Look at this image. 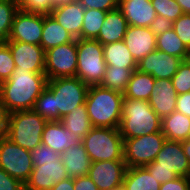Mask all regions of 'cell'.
Returning a JSON list of instances; mask_svg holds the SVG:
<instances>
[{"label": "cell", "instance_id": "cell-1", "mask_svg": "<svg viewBox=\"0 0 190 190\" xmlns=\"http://www.w3.org/2000/svg\"><path fill=\"white\" fill-rule=\"evenodd\" d=\"M47 81L45 73L15 69L8 80L0 83V101L9 113L32 110Z\"/></svg>", "mask_w": 190, "mask_h": 190}, {"label": "cell", "instance_id": "cell-2", "mask_svg": "<svg viewBox=\"0 0 190 190\" xmlns=\"http://www.w3.org/2000/svg\"><path fill=\"white\" fill-rule=\"evenodd\" d=\"M123 99L121 92L100 85L89 86L85 105L92 126L119 128Z\"/></svg>", "mask_w": 190, "mask_h": 190}, {"label": "cell", "instance_id": "cell-3", "mask_svg": "<svg viewBox=\"0 0 190 190\" xmlns=\"http://www.w3.org/2000/svg\"><path fill=\"white\" fill-rule=\"evenodd\" d=\"M162 119L149 101L124 98L119 131L123 139L136 138L161 131Z\"/></svg>", "mask_w": 190, "mask_h": 190}, {"label": "cell", "instance_id": "cell-4", "mask_svg": "<svg viewBox=\"0 0 190 190\" xmlns=\"http://www.w3.org/2000/svg\"><path fill=\"white\" fill-rule=\"evenodd\" d=\"M47 120L33 110L9 114L6 137L20 147L32 151L42 144V133Z\"/></svg>", "mask_w": 190, "mask_h": 190}, {"label": "cell", "instance_id": "cell-5", "mask_svg": "<svg viewBox=\"0 0 190 190\" xmlns=\"http://www.w3.org/2000/svg\"><path fill=\"white\" fill-rule=\"evenodd\" d=\"M91 162L124 160L119 128L93 127L82 139Z\"/></svg>", "mask_w": 190, "mask_h": 190}, {"label": "cell", "instance_id": "cell-6", "mask_svg": "<svg viewBox=\"0 0 190 190\" xmlns=\"http://www.w3.org/2000/svg\"><path fill=\"white\" fill-rule=\"evenodd\" d=\"M103 45L96 39H77L78 77L88 86L100 85L106 71Z\"/></svg>", "mask_w": 190, "mask_h": 190}, {"label": "cell", "instance_id": "cell-7", "mask_svg": "<svg viewBox=\"0 0 190 190\" xmlns=\"http://www.w3.org/2000/svg\"><path fill=\"white\" fill-rule=\"evenodd\" d=\"M47 87L55 97V110L59 121L75 107L85 104L89 86L78 77H60L47 81Z\"/></svg>", "mask_w": 190, "mask_h": 190}, {"label": "cell", "instance_id": "cell-8", "mask_svg": "<svg viewBox=\"0 0 190 190\" xmlns=\"http://www.w3.org/2000/svg\"><path fill=\"white\" fill-rule=\"evenodd\" d=\"M124 140L123 153L127 167H143L153 162L166 137L162 131Z\"/></svg>", "mask_w": 190, "mask_h": 190}, {"label": "cell", "instance_id": "cell-9", "mask_svg": "<svg viewBox=\"0 0 190 190\" xmlns=\"http://www.w3.org/2000/svg\"><path fill=\"white\" fill-rule=\"evenodd\" d=\"M0 168L25 184L34 168L30 151L6 136L0 137Z\"/></svg>", "mask_w": 190, "mask_h": 190}, {"label": "cell", "instance_id": "cell-10", "mask_svg": "<svg viewBox=\"0 0 190 190\" xmlns=\"http://www.w3.org/2000/svg\"><path fill=\"white\" fill-rule=\"evenodd\" d=\"M77 72V39L45 51V75L48 80L73 77Z\"/></svg>", "mask_w": 190, "mask_h": 190}, {"label": "cell", "instance_id": "cell-11", "mask_svg": "<svg viewBox=\"0 0 190 190\" xmlns=\"http://www.w3.org/2000/svg\"><path fill=\"white\" fill-rule=\"evenodd\" d=\"M68 178L66 167L60 159L37 161L24 184L25 190H51L61 180Z\"/></svg>", "mask_w": 190, "mask_h": 190}, {"label": "cell", "instance_id": "cell-12", "mask_svg": "<svg viewBox=\"0 0 190 190\" xmlns=\"http://www.w3.org/2000/svg\"><path fill=\"white\" fill-rule=\"evenodd\" d=\"M43 30V15L21 12L18 10L13 18L8 41H19L40 45Z\"/></svg>", "mask_w": 190, "mask_h": 190}, {"label": "cell", "instance_id": "cell-13", "mask_svg": "<svg viewBox=\"0 0 190 190\" xmlns=\"http://www.w3.org/2000/svg\"><path fill=\"white\" fill-rule=\"evenodd\" d=\"M16 70L45 73V50L41 45L19 41H7Z\"/></svg>", "mask_w": 190, "mask_h": 190}, {"label": "cell", "instance_id": "cell-14", "mask_svg": "<svg viewBox=\"0 0 190 190\" xmlns=\"http://www.w3.org/2000/svg\"><path fill=\"white\" fill-rule=\"evenodd\" d=\"M126 169L124 160L92 162L88 176L99 190H112L123 184Z\"/></svg>", "mask_w": 190, "mask_h": 190}, {"label": "cell", "instance_id": "cell-15", "mask_svg": "<svg viewBox=\"0 0 190 190\" xmlns=\"http://www.w3.org/2000/svg\"><path fill=\"white\" fill-rule=\"evenodd\" d=\"M182 61L180 57L156 49L137 62V70L155 79H171Z\"/></svg>", "mask_w": 190, "mask_h": 190}, {"label": "cell", "instance_id": "cell-16", "mask_svg": "<svg viewBox=\"0 0 190 190\" xmlns=\"http://www.w3.org/2000/svg\"><path fill=\"white\" fill-rule=\"evenodd\" d=\"M154 161L156 168L170 169L178 177H190V163L180 141L165 140Z\"/></svg>", "mask_w": 190, "mask_h": 190}, {"label": "cell", "instance_id": "cell-17", "mask_svg": "<svg viewBox=\"0 0 190 190\" xmlns=\"http://www.w3.org/2000/svg\"><path fill=\"white\" fill-rule=\"evenodd\" d=\"M123 41L136 62L156 50V36L149 27L128 25Z\"/></svg>", "mask_w": 190, "mask_h": 190}, {"label": "cell", "instance_id": "cell-18", "mask_svg": "<svg viewBox=\"0 0 190 190\" xmlns=\"http://www.w3.org/2000/svg\"><path fill=\"white\" fill-rule=\"evenodd\" d=\"M149 98V104L155 113L163 119L176 110L178 94L171 79H155Z\"/></svg>", "mask_w": 190, "mask_h": 190}, {"label": "cell", "instance_id": "cell-19", "mask_svg": "<svg viewBox=\"0 0 190 190\" xmlns=\"http://www.w3.org/2000/svg\"><path fill=\"white\" fill-rule=\"evenodd\" d=\"M85 8L78 0L56 5L51 15L70 32L75 39L81 36Z\"/></svg>", "mask_w": 190, "mask_h": 190}, {"label": "cell", "instance_id": "cell-20", "mask_svg": "<svg viewBox=\"0 0 190 190\" xmlns=\"http://www.w3.org/2000/svg\"><path fill=\"white\" fill-rule=\"evenodd\" d=\"M118 9L130 26L150 27L156 17L151 0H119Z\"/></svg>", "mask_w": 190, "mask_h": 190}, {"label": "cell", "instance_id": "cell-21", "mask_svg": "<svg viewBox=\"0 0 190 190\" xmlns=\"http://www.w3.org/2000/svg\"><path fill=\"white\" fill-rule=\"evenodd\" d=\"M41 138L42 144L49 146L59 154L74 144L82 142L79 136L72 134L60 121H47Z\"/></svg>", "mask_w": 190, "mask_h": 190}, {"label": "cell", "instance_id": "cell-22", "mask_svg": "<svg viewBox=\"0 0 190 190\" xmlns=\"http://www.w3.org/2000/svg\"><path fill=\"white\" fill-rule=\"evenodd\" d=\"M60 158L66 167L68 177L75 178L88 175L92 162L82 142H78L65 150L60 154Z\"/></svg>", "mask_w": 190, "mask_h": 190}, {"label": "cell", "instance_id": "cell-23", "mask_svg": "<svg viewBox=\"0 0 190 190\" xmlns=\"http://www.w3.org/2000/svg\"><path fill=\"white\" fill-rule=\"evenodd\" d=\"M127 27V21L118 8L108 11L96 40L102 45L123 41Z\"/></svg>", "mask_w": 190, "mask_h": 190}, {"label": "cell", "instance_id": "cell-24", "mask_svg": "<svg viewBox=\"0 0 190 190\" xmlns=\"http://www.w3.org/2000/svg\"><path fill=\"white\" fill-rule=\"evenodd\" d=\"M73 35L51 15H43V30L40 45L46 51L61 44L74 41Z\"/></svg>", "mask_w": 190, "mask_h": 190}, {"label": "cell", "instance_id": "cell-25", "mask_svg": "<svg viewBox=\"0 0 190 190\" xmlns=\"http://www.w3.org/2000/svg\"><path fill=\"white\" fill-rule=\"evenodd\" d=\"M161 131L170 141H185L190 137V117L175 110L161 121Z\"/></svg>", "mask_w": 190, "mask_h": 190}, {"label": "cell", "instance_id": "cell-26", "mask_svg": "<svg viewBox=\"0 0 190 190\" xmlns=\"http://www.w3.org/2000/svg\"><path fill=\"white\" fill-rule=\"evenodd\" d=\"M123 185L125 190H160L161 184L143 167H127Z\"/></svg>", "mask_w": 190, "mask_h": 190}, {"label": "cell", "instance_id": "cell-27", "mask_svg": "<svg viewBox=\"0 0 190 190\" xmlns=\"http://www.w3.org/2000/svg\"><path fill=\"white\" fill-rule=\"evenodd\" d=\"M154 84L155 78L152 75L135 70L123 93L124 98L149 101Z\"/></svg>", "mask_w": 190, "mask_h": 190}, {"label": "cell", "instance_id": "cell-28", "mask_svg": "<svg viewBox=\"0 0 190 190\" xmlns=\"http://www.w3.org/2000/svg\"><path fill=\"white\" fill-rule=\"evenodd\" d=\"M103 54L107 65H115L119 68H137V62L124 41L103 45Z\"/></svg>", "mask_w": 190, "mask_h": 190}, {"label": "cell", "instance_id": "cell-29", "mask_svg": "<svg viewBox=\"0 0 190 190\" xmlns=\"http://www.w3.org/2000/svg\"><path fill=\"white\" fill-rule=\"evenodd\" d=\"M60 122L65 128L69 129L72 134L79 136L81 140L93 128L85 104L75 107L64 115Z\"/></svg>", "mask_w": 190, "mask_h": 190}, {"label": "cell", "instance_id": "cell-30", "mask_svg": "<svg viewBox=\"0 0 190 190\" xmlns=\"http://www.w3.org/2000/svg\"><path fill=\"white\" fill-rule=\"evenodd\" d=\"M156 49L180 57L182 60L190 59V50L173 29L156 37Z\"/></svg>", "mask_w": 190, "mask_h": 190}, {"label": "cell", "instance_id": "cell-31", "mask_svg": "<svg viewBox=\"0 0 190 190\" xmlns=\"http://www.w3.org/2000/svg\"><path fill=\"white\" fill-rule=\"evenodd\" d=\"M135 70L137 68H119L115 65H107L100 86L124 93L131 75Z\"/></svg>", "mask_w": 190, "mask_h": 190}, {"label": "cell", "instance_id": "cell-32", "mask_svg": "<svg viewBox=\"0 0 190 190\" xmlns=\"http://www.w3.org/2000/svg\"><path fill=\"white\" fill-rule=\"evenodd\" d=\"M106 11L85 9L80 39H96L103 25Z\"/></svg>", "mask_w": 190, "mask_h": 190}, {"label": "cell", "instance_id": "cell-33", "mask_svg": "<svg viewBox=\"0 0 190 190\" xmlns=\"http://www.w3.org/2000/svg\"><path fill=\"white\" fill-rule=\"evenodd\" d=\"M17 11V0H0V43L8 41Z\"/></svg>", "mask_w": 190, "mask_h": 190}, {"label": "cell", "instance_id": "cell-34", "mask_svg": "<svg viewBox=\"0 0 190 190\" xmlns=\"http://www.w3.org/2000/svg\"><path fill=\"white\" fill-rule=\"evenodd\" d=\"M32 110L47 121H59V110H55L54 94L47 86L36 99Z\"/></svg>", "mask_w": 190, "mask_h": 190}, {"label": "cell", "instance_id": "cell-35", "mask_svg": "<svg viewBox=\"0 0 190 190\" xmlns=\"http://www.w3.org/2000/svg\"><path fill=\"white\" fill-rule=\"evenodd\" d=\"M171 81L178 95L190 92V59L183 60L179 64Z\"/></svg>", "mask_w": 190, "mask_h": 190}, {"label": "cell", "instance_id": "cell-36", "mask_svg": "<svg viewBox=\"0 0 190 190\" xmlns=\"http://www.w3.org/2000/svg\"><path fill=\"white\" fill-rule=\"evenodd\" d=\"M151 3L155 8L156 15L163 16L173 22L184 14L176 0H151Z\"/></svg>", "mask_w": 190, "mask_h": 190}, {"label": "cell", "instance_id": "cell-37", "mask_svg": "<svg viewBox=\"0 0 190 190\" xmlns=\"http://www.w3.org/2000/svg\"><path fill=\"white\" fill-rule=\"evenodd\" d=\"M21 12L49 15L55 5L52 0H17Z\"/></svg>", "mask_w": 190, "mask_h": 190}, {"label": "cell", "instance_id": "cell-38", "mask_svg": "<svg viewBox=\"0 0 190 190\" xmlns=\"http://www.w3.org/2000/svg\"><path fill=\"white\" fill-rule=\"evenodd\" d=\"M15 68L9 45L0 43V83L8 80Z\"/></svg>", "mask_w": 190, "mask_h": 190}, {"label": "cell", "instance_id": "cell-39", "mask_svg": "<svg viewBox=\"0 0 190 190\" xmlns=\"http://www.w3.org/2000/svg\"><path fill=\"white\" fill-rule=\"evenodd\" d=\"M173 30L190 50V14H182L173 22Z\"/></svg>", "mask_w": 190, "mask_h": 190}, {"label": "cell", "instance_id": "cell-40", "mask_svg": "<svg viewBox=\"0 0 190 190\" xmlns=\"http://www.w3.org/2000/svg\"><path fill=\"white\" fill-rule=\"evenodd\" d=\"M32 163L33 165L37 161H47V160H54V159H60V154L56 153L53 149H51L49 146H46L44 144H40L35 149L30 151Z\"/></svg>", "mask_w": 190, "mask_h": 190}, {"label": "cell", "instance_id": "cell-41", "mask_svg": "<svg viewBox=\"0 0 190 190\" xmlns=\"http://www.w3.org/2000/svg\"><path fill=\"white\" fill-rule=\"evenodd\" d=\"M149 173L154 176V178L160 183L163 184L165 182L174 180L178 177L177 174L172 172V170L164 169V168H156V162L153 161L144 166Z\"/></svg>", "mask_w": 190, "mask_h": 190}, {"label": "cell", "instance_id": "cell-42", "mask_svg": "<svg viewBox=\"0 0 190 190\" xmlns=\"http://www.w3.org/2000/svg\"><path fill=\"white\" fill-rule=\"evenodd\" d=\"M85 9L112 11L118 8L119 0H78Z\"/></svg>", "mask_w": 190, "mask_h": 190}, {"label": "cell", "instance_id": "cell-43", "mask_svg": "<svg viewBox=\"0 0 190 190\" xmlns=\"http://www.w3.org/2000/svg\"><path fill=\"white\" fill-rule=\"evenodd\" d=\"M0 190H25L24 184L0 168Z\"/></svg>", "mask_w": 190, "mask_h": 190}, {"label": "cell", "instance_id": "cell-44", "mask_svg": "<svg viewBox=\"0 0 190 190\" xmlns=\"http://www.w3.org/2000/svg\"><path fill=\"white\" fill-rule=\"evenodd\" d=\"M149 28L157 37L160 34L173 29V21L163 16L156 15Z\"/></svg>", "mask_w": 190, "mask_h": 190}, {"label": "cell", "instance_id": "cell-45", "mask_svg": "<svg viewBox=\"0 0 190 190\" xmlns=\"http://www.w3.org/2000/svg\"><path fill=\"white\" fill-rule=\"evenodd\" d=\"M190 177H177L174 180L161 184L160 190H189Z\"/></svg>", "mask_w": 190, "mask_h": 190}, {"label": "cell", "instance_id": "cell-46", "mask_svg": "<svg viewBox=\"0 0 190 190\" xmlns=\"http://www.w3.org/2000/svg\"><path fill=\"white\" fill-rule=\"evenodd\" d=\"M74 190H99L96 184L87 176L74 178Z\"/></svg>", "mask_w": 190, "mask_h": 190}, {"label": "cell", "instance_id": "cell-47", "mask_svg": "<svg viewBox=\"0 0 190 190\" xmlns=\"http://www.w3.org/2000/svg\"><path fill=\"white\" fill-rule=\"evenodd\" d=\"M176 110L190 117V92L178 95Z\"/></svg>", "mask_w": 190, "mask_h": 190}, {"label": "cell", "instance_id": "cell-48", "mask_svg": "<svg viewBox=\"0 0 190 190\" xmlns=\"http://www.w3.org/2000/svg\"><path fill=\"white\" fill-rule=\"evenodd\" d=\"M9 114L4 104L0 101V137L6 135Z\"/></svg>", "mask_w": 190, "mask_h": 190}, {"label": "cell", "instance_id": "cell-49", "mask_svg": "<svg viewBox=\"0 0 190 190\" xmlns=\"http://www.w3.org/2000/svg\"><path fill=\"white\" fill-rule=\"evenodd\" d=\"M51 190H74V178L68 177L56 183Z\"/></svg>", "mask_w": 190, "mask_h": 190}, {"label": "cell", "instance_id": "cell-50", "mask_svg": "<svg viewBox=\"0 0 190 190\" xmlns=\"http://www.w3.org/2000/svg\"><path fill=\"white\" fill-rule=\"evenodd\" d=\"M184 14H190V0H176Z\"/></svg>", "mask_w": 190, "mask_h": 190}, {"label": "cell", "instance_id": "cell-51", "mask_svg": "<svg viewBox=\"0 0 190 190\" xmlns=\"http://www.w3.org/2000/svg\"><path fill=\"white\" fill-rule=\"evenodd\" d=\"M182 146H183V152L187 156L188 161L190 163V140L187 139L185 141H181Z\"/></svg>", "mask_w": 190, "mask_h": 190}, {"label": "cell", "instance_id": "cell-52", "mask_svg": "<svg viewBox=\"0 0 190 190\" xmlns=\"http://www.w3.org/2000/svg\"><path fill=\"white\" fill-rule=\"evenodd\" d=\"M53 1V4L56 6V5H59V4H63V3H67L71 0H52Z\"/></svg>", "mask_w": 190, "mask_h": 190}, {"label": "cell", "instance_id": "cell-53", "mask_svg": "<svg viewBox=\"0 0 190 190\" xmlns=\"http://www.w3.org/2000/svg\"><path fill=\"white\" fill-rule=\"evenodd\" d=\"M112 190H125V187H124L123 184H121V185H119V186L113 188Z\"/></svg>", "mask_w": 190, "mask_h": 190}]
</instances>
